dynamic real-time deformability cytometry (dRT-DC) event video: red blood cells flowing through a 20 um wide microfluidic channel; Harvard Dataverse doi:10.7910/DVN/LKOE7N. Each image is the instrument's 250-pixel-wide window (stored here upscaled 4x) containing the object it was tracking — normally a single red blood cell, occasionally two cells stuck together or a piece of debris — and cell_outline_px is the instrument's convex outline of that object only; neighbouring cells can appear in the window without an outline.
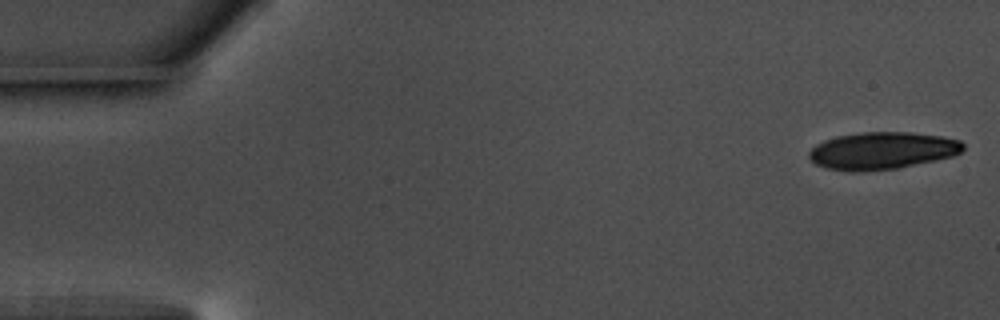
{"species": "common noctule bat (a hibernating species)", "species_latin": "Nyctalus noctula", "temperature_condition": "warm", "stored_images_in_passage": 56, "camera_frame_rate_fps": 3000, "um_per_image_px": 0.085, "animal": {"sex": "male", "body_mass_g": 17.5, "forearm_length_mm": 52.3}, "frame": {"image": 1, "passage_image": 1, "time_ms": 0.0, "image_size_px": [1000, 320], "cell_outline_px": [[964, 148], [960, 152], [952, 156], [936, 160], [900, 168], [864, 172], [848, 172], [824, 168], [816, 164], [808, 156], [808, 152], [816, 144], [824, 140], [836, 136], [864, 132], [912, 132], [940, 136], [960, 140], [964, 144]], "centroid_in_image_um": [74.96, 12.82], "position_along_channel_um": 10.0, "area_um2": 33.81}}
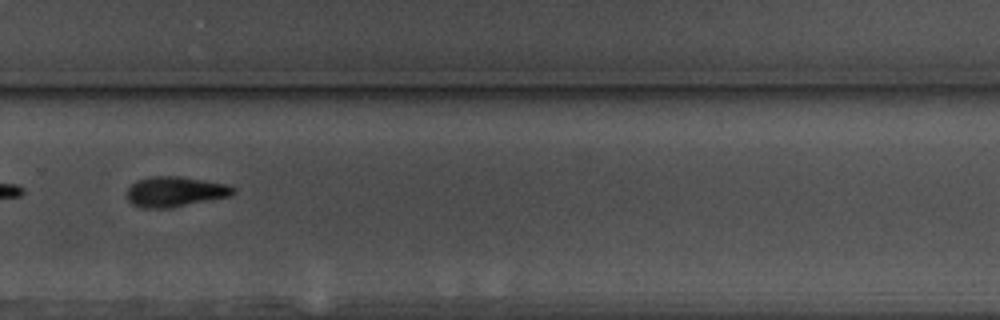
{"frame": {"image": 2, "passage_image": 38, "time_ms": 12.333, "image_size_px": [1000, 320], "cell_outline_px": [[236, 192], [232, 196], [168, 208], [140, 208], [132, 204], [128, 200], [128, 188], [136, 180], [152, 176], [180, 176], [228, 184], [236, 188]], "centroid_in_image_um": [14.91, 16.29], "position_along_channel_um": 314.9, "area_um2": 18.84}}
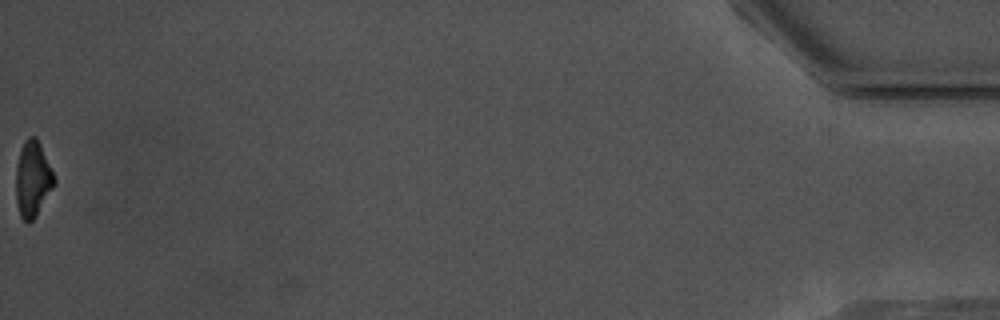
{"frame": {"image": 3, "passage_image": 56, "time_ms": 18.333, "image_size_px": [1000, 320], "cell_outline_px": [[56, 184], [32, 220], [28, 224], [20, 216], [16, 200], [16, 168], [20, 148], [24, 140], [28, 136], [36, 136], [40, 144], [56, 180]], "centroid_in_image_um": [2.77, 15.19], "position_along_channel_um": 432.4, "area_um2": 16.82}, "authors_computed_cell_mechanics": {"area_um2": 19.5364, "velocity_mm_per_s": 3.662, "shape_relaxation_time_tau1_ms": 2.2787, "shape_relaxation_time_tau2_ms": null, "deformation_change_tau1": 0.1315, "deformation_change_tau2": null}}